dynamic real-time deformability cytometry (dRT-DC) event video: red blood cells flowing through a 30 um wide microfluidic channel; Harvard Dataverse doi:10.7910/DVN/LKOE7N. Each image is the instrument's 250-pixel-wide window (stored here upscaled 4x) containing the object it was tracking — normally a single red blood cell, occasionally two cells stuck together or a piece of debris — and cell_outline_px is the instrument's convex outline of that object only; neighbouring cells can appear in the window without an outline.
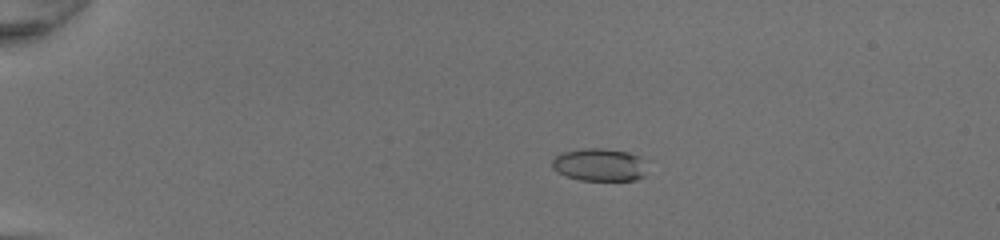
{"species": "common noctule bat (a hibernating species)", "species_latin": "Nyctalus noctula", "temperature_condition": "room temperature", "stored_images_in_passage": 52, "camera_frame_rate_fps": 3000, "um_per_image_px": 0.085, "animal": {"sex": "female", "body_mass_g": 20.0, "forearm_length_mm": 54.0}, "frame": {"image": 1, "passage_image": 13, "time_ms": 4.0, "image_size_px": [1000, 240], "cell_outline_px": [[644, 176], [636, 180], [580, 180], [564, 176], [556, 172], [552, 168], [552, 160], [556, 156], [564, 152], [580, 148], [604, 148], [628, 152], [640, 156]], "centroid_in_image_um": [50.88, 14.0], "position_along_channel_um": 34.1, "area_um2": 18.03}}
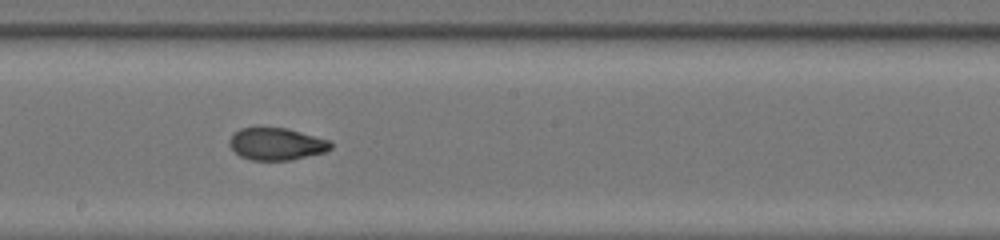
{"frame": {"image": 2, "passage_image": 32, "time_ms": 10.333, "image_size_px": [1000, 240], "cell_outline_px": [[332, 148], [324, 152], [292, 160], [252, 160], [240, 156], [228, 144], [228, 140], [240, 128], [288, 128], [328, 140], [332, 144]], "centroid_in_image_um": [23.5, 12.24], "position_along_channel_um": 224.7, "area_um2": 18.84}}
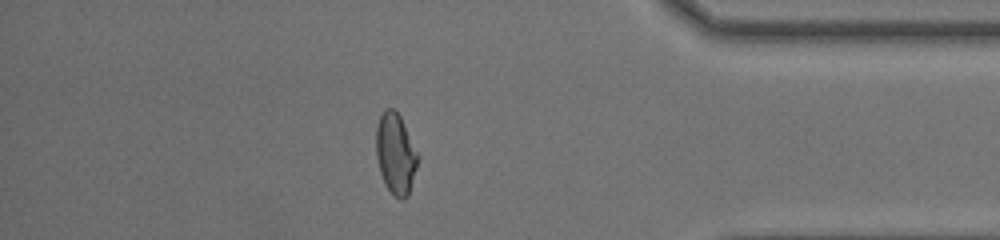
{"frame": {"image": 3, "passage_image": 46, "time_ms": 15.0, "image_size_px": [1000, 240], "cell_outline_px": [[420, 156], [408, 196], [404, 200], [400, 200], [384, 184], [380, 172], [376, 156], [376, 124], [384, 108], [392, 108], [400, 116]], "centroid_in_image_um": [33.63, 13.06], "position_along_channel_um": 401.6, "area_um2": 19.77}, "authors_computed_cell_mechanics": {"area_um2": 19.5653, "velocity_mm_per_s": 4.2883, "shape_relaxation_time_tau1_ms": null, "shape_relaxation_time_tau2_ms": 1.6357, "deformation_change_tau1": null, "deformation_change_tau2": 0.0646}}